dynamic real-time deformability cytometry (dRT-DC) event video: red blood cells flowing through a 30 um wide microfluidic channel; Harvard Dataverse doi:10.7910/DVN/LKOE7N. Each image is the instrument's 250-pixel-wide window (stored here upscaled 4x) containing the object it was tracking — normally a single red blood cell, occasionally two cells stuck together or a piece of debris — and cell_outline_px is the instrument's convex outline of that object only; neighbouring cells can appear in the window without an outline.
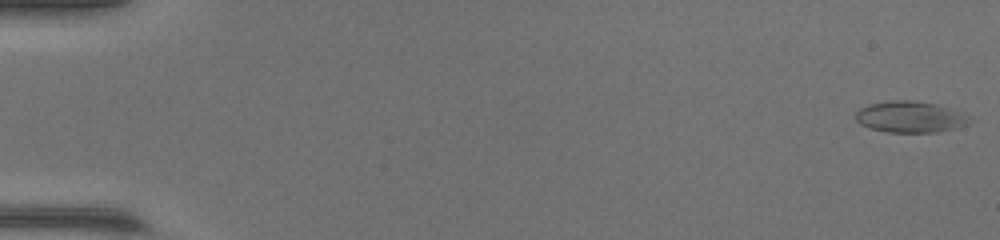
{"species": "common noctule bat (a hibernating species)", "species_latin": "Nyctalus noctula", "temperature_condition": "warm", "stored_images_in_passage": 49, "camera_frame_rate_fps": 3000, "um_per_image_px": 0.085, "animal": {"sex": "female", "body_mass_g": 17.0, "forearm_length_mm": 48.0}, "frame": {"image": 1, "passage_image": 1, "time_ms": 0.0, "image_size_px": [1000, 240], "cell_outline_px": [[976, 120], [968, 124], [956, 128], [936, 132], [888, 132], [868, 128], [860, 124], [856, 120], [856, 112], [860, 108], [872, 104], [888, 100], [916, 100], [936, 104], [964, 112]], "centroid_in_image_um": [77.43, 9.93], "position_along_channel_um": 7.6, "area_um2": 21.1}}
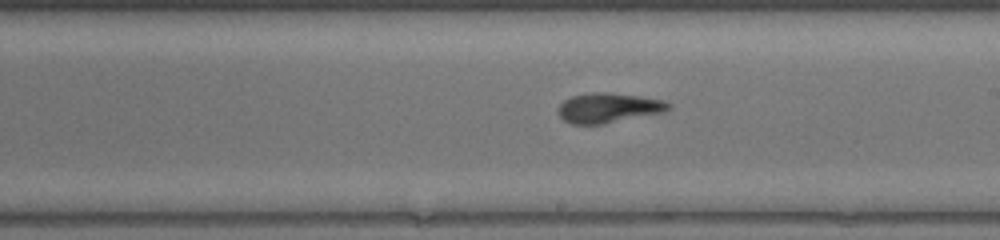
{"frame": {"image": 2, "passage_image": 29, "time_ms": 9.333, "image_size_px": [1000, 240], "cell_outline_px": [[672, 108], [664, 112], [604, 124], [572, 124], [564, 120], [560, 116], [560, 104], [564, 100], [572, 96], [592, 92], [604, 92], [640, 96], [664, 100], [672, 104]], "centroid_in_image_um": [51.77, 9.17], "position_along_channel_um": 237.2, "area_um2": 19.13}}
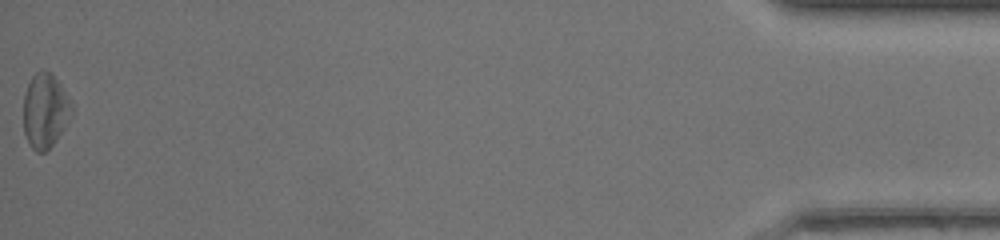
{"frame": {"image": 3, "passage_image": 49, "time_ms": 16.0, "image_size_px": [1000, 240], "cell_outline_px": [[72, 112], [64, 128], [56, 140], [44, 152], [36, 152], [32, 148], [24, 132], [24, 92], [32, 76], [36, 72], [44, 68], [56, 80], [72, 104]], "centroid_in_image_um": [3.81, 9.41], "position_along_channel_um": 431.4, "area_um2": 20.46}, "authors_computed_cell_mechanics": {"area_um2": 19.5942, "velocity_mm_per_s": 4.3487, "shape_relaxation_time_tau1_ms": 5.5802, "shape_relaxation_time_tau2_ms": 3.1507, "deformation_change_tau1": 0.2228, "deformation_change_tau2": 0.1061}}